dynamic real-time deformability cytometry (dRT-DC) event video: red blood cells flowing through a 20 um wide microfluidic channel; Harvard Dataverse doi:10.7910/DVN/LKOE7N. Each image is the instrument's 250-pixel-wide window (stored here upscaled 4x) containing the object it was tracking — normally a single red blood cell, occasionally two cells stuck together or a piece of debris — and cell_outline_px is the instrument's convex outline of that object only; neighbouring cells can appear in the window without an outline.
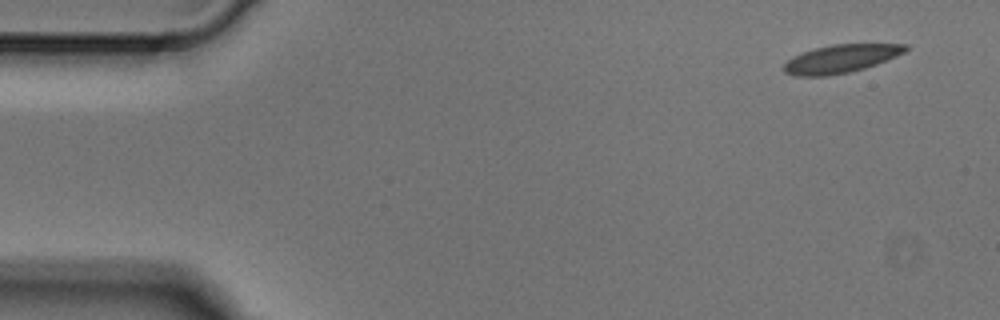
{"species": "Egyptian fruit bat (a non-hibernating species)", "species_latin": "Rousettus aegyptiacus", "temperature_condition": "cold", "stored_images_in_passage": 5, "segment_of_instrument_passage": [1, 2], "camera_frame_rate_fps": 3000, "um_per_image_px": 0.085, "animal": {"sex": "male"}, "frame": {"image": 1, "passage_image": 1, "time_ms": 0.0, "image_size_px": [1000, 320], "cell_outline_px": [[908, 48], [904, 52], [896, 56], [876, 64], [864, 68], [848, 72], [828, 76], [796, 76], [784, 72], [784, 64], [792, 56], [816, 48], [832, 44], [908, 44]], "centroid_in_image_um": [71.46, 4.99], "position_along_channel_um": 13.5, "area_um2": 19.77}}
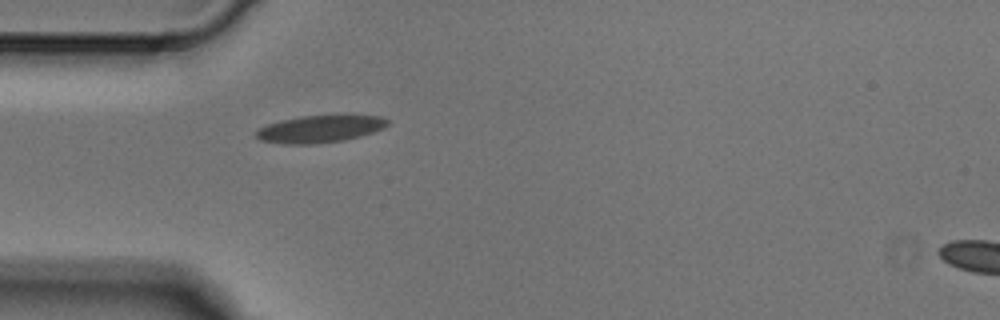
{"frame": {"image": 2, "passage_image": 4, "time_ms": 1.0, "image_size_px": [1000, 320], "cell_outline_px": [[388, 124], [384, 128], [360, 136], [344, 140], [312, 144], [284, 144], [260, 140], [256, 136], [256, 132], [260, 128], [268, 124], [300, 116], [380, 116], [388, 120]], "centroid_in_image_um": [27.18, 10.97], "position_along_channel_um": 57.8, "area_um2": 20.4}}